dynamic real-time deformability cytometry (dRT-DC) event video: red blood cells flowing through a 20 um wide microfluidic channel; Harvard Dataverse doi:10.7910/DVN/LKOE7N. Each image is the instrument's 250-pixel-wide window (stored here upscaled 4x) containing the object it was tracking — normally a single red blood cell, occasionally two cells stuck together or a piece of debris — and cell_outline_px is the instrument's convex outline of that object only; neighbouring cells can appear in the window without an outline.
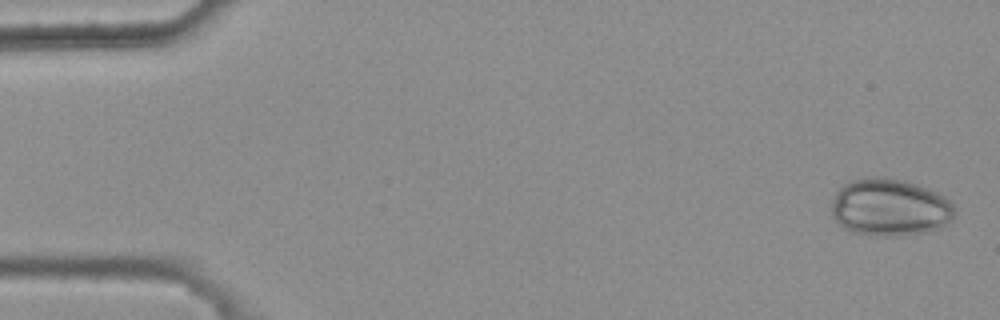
{"species": "common noctule bat (a hibernating species)", "species_latin": "Nyctalus noctula", "temperature_condition": "warm", "stored_images_in_passage": 8, "camera_frame_rate_fps": 3000, "um_per_image_px": 0.085, "animal": {"sex": "female", "body_mass_g": 25.1}, "frame": {"image": 1, "passage_image": 1, "time_ms": 0.0, "image_size_px": [1000, 320], "cell_outline_px": [[956, 208], [952, 220], [948, 224], [940, 228], [924, 232], [896, 236], [876, 236], [852, 232], [844, 228], [832, 216], [832, 200], [836, 192], [844, 184], [852, 180], [868, 176], [884, 176], [904, 180], [928, 188], [944, 196]], "centroid_in_image_um": [75.64, 17.62], "position_along_channel_um": 9.4, "area_um2": 41.5}}
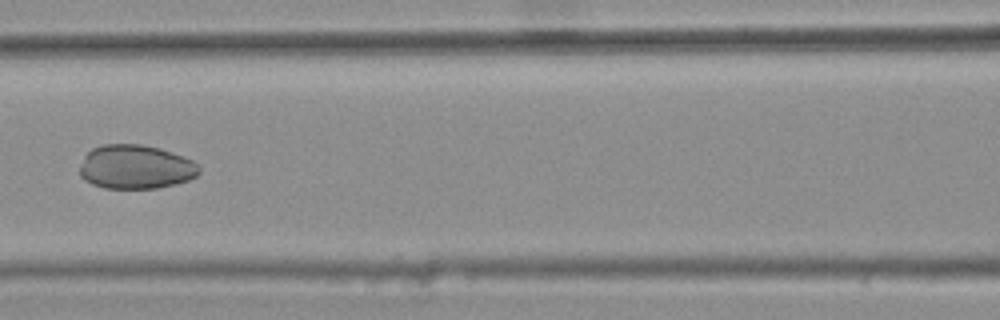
{"frame": {"image": 2, "passage_image": 7, "time_ms": 2.0, "image_size_px": [1000, 320], "cell_outline_px": [[200, 172], [196, 176], [188, 180], [176, 184], [156, 188], [104, 188], [92, 184], [84, 180], [80, 176], [80, 164], [84, 156], [92, 148], [104, 144], [140, 144], [160, 148], [184, 156], [192, 160], [200, 168]], "centroid_in_image_um": [11.52, 14.19], "position_along_channel_um": 155.1, "area_um2": 30.81}}
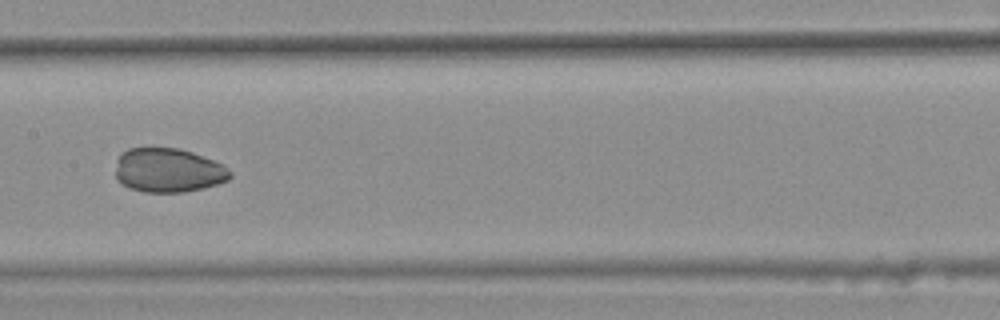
{"frame": {"image": 3, "passage_image": 8, "time_ms": 2.333, "image_size_px": [1000, 320], "cell_outline_px": [[232, 176], [228, 180], [204, 188], [184, 192], [144, 192], [128, 188], [116, 180], [116, 160], [120, 152], [128, 148], [180, 148], [192, 152], [224, 164], [232, 172]], "centroid_in_image_um": [14.29, 14.47], "position_along_channel_um": 193.1, "area_um2": 29.88}}